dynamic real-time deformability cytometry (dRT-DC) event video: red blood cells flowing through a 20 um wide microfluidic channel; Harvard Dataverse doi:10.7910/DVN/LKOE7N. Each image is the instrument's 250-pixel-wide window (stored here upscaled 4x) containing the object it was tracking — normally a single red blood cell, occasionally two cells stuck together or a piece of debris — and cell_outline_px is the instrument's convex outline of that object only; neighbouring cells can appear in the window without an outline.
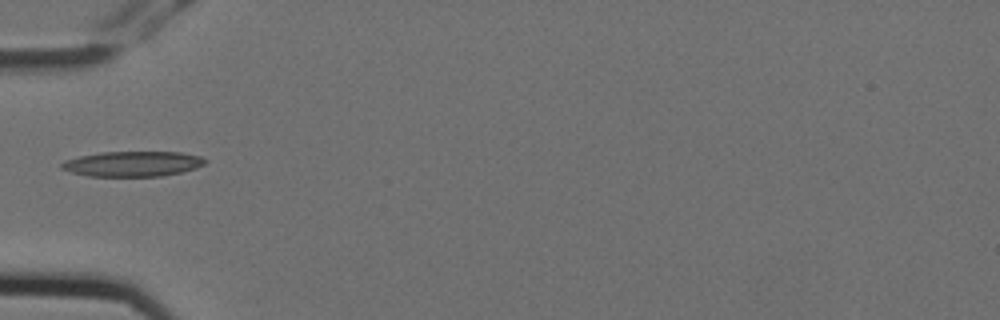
{"species": "Egyptian fruit bat (a non-hibernating species)", "species_latin": "Rousettus aegyptiacus", "temperature_condition": "cold", "stored_images_in_passage": 2, "camera_frame_rate_fps": 3000, "um_per_image_px": 0.085, "animal": {"sex": "female"}, "frame": {"image": 1, "passage_image": 1, "time_ms": 0.0, "image_size_px": [1000, 320], "cell_outline_px": [[208, 160], [204, 164], [196, 168], [184, 172], [160, 176], [88, 176], [72, 172], [60, 168], [60, 164], [64, 160], [80, 156], [100, 152], [180, 152], [200, 156]], "centroid_in_image_um": [11.29, 13.92], "position_along_channel_um": 73.7, "area_um2": 21.15}}
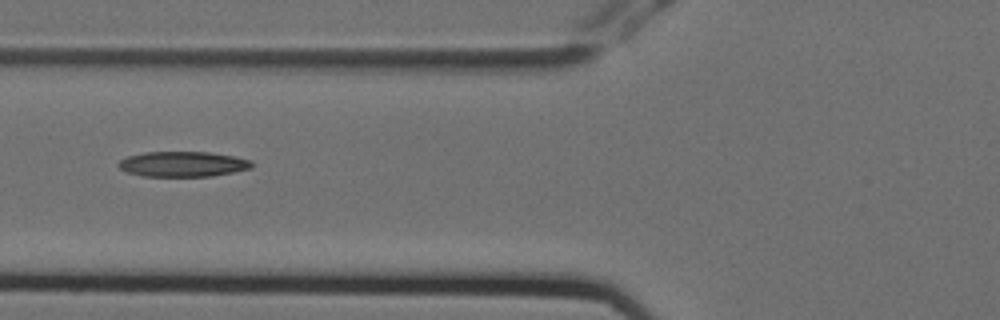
{"frame": {"image": 2, "passage_image": 2, "time_ms": 0.333, "image_size_px": [1000, 320], "cell_outline_px": [[252, 168], [212, 176], [144, 176], [128, 172], [120, 168], [116, 164], [120, 160], [128, 156], [144, 152], [208, 152], [236, 156], [252, 160]], "centroid_in_image_um": [15.56, 13.94], "position_along_channel_um": 110.2, "area_um2": 19.59}}